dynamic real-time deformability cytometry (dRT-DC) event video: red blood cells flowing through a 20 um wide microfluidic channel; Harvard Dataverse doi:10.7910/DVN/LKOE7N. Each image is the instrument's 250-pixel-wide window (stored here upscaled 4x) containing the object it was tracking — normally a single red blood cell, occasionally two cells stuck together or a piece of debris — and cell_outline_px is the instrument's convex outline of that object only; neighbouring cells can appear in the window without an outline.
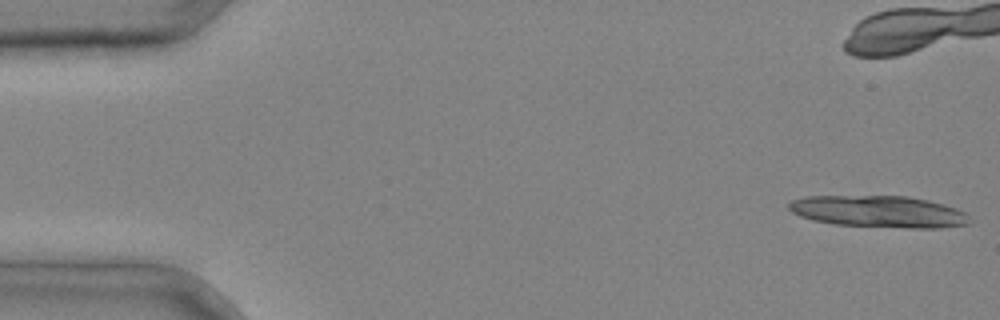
{"species": "common noctule bat (a hibernating species)", "species_latin": "Nyctalus noctula", "temperature_condition": "cold", "stored_images_in_passage": 5, "camera_frame_rate_fps": 3000, "um_per_image_px": 0.085, "animal": {"sex": "male", "body_mass_g": 20.4}, "frame": {"image": 1, "passage_image": 1, "time_ms": 0.0, "image_size_px": [1000, 320], "cell_outline_px": [[968, 224], [940, 228], [908, 228], [832, 224], [812, 220], [800, 216], [792, 212], [788, 208], [788, 204], [792, 200], [804, 196], [908, 196], [928, 200], [944, 204], [956, 208], [964, 212], [968, 216]], "centroid_in_image_um": [74.67, 17.98], "position_along_channel_um": 10.3, "area_um2": 33.52}}